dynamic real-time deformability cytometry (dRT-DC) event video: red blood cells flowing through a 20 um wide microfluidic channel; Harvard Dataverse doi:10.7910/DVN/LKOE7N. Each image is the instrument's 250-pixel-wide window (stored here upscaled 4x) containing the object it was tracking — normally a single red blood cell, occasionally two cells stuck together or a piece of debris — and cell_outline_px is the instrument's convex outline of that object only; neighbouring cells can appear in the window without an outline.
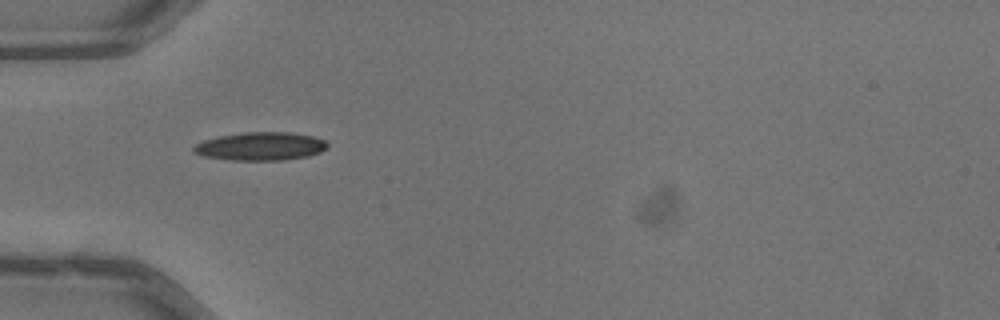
{"species": "common noctule bat (a hibernating species)", "species_latin": "Nyctalus noctula", "temperature_condition": "warm", "stored_images_in_passage": 33, "camera_frame_rate_fps": 3000, "um_per_image_px": 0.085, "animal": {"sex": "male", "body_mass_g": 13.3}, "frame": {"image": 1, "passage_image": 1, "time_ms": 0.0, "image_size_px": [1000, 320], "cell_outline_px": [[328, 144], [320, 152], [308, 156], [284, 160], [232, 160], [204, 156], [196, 152], [192, 148], [196, 144], [204, 140], [220, 136], [244, 132], [288, 132], [312, 136], [324, 140]], "centroid_in_image_um": [22.15, 12.43], "position_along_channel_um": 62.8, "area_um2": 21.73}}
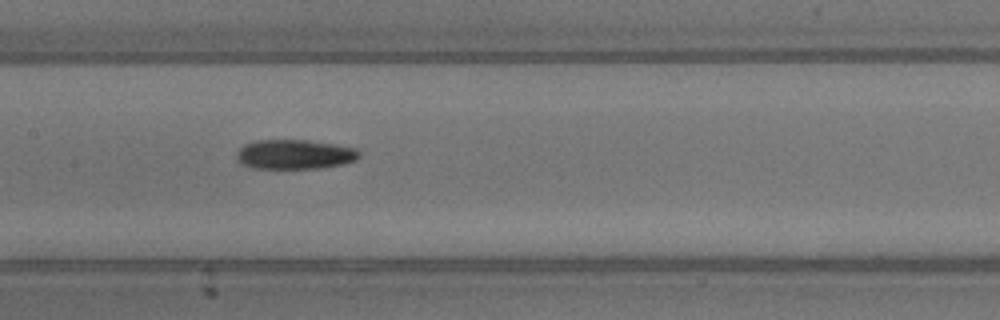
{"frame": {"image": 2, "passage_image": 10, "time_ms": 3.0, "image_size_px": [1000, 320], "cell_outline_px": [[360, 156], [356, 160], [344, 164], [320, 168], [252, 168], [240, 164], [236, 160], [236, 152], [244, 144], [256, 140], [308, 140], [336, 144], [356, 148], [360, 152]], "centroid_in_image_um": [25.04, 13.12], "position_along_channel_um": 182.4, "area_um2": 21.39}}
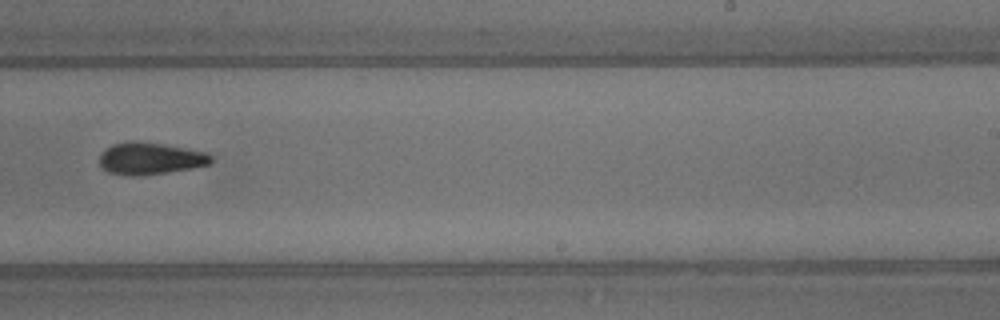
{"frame": {"image": 3, "passage_image": 17, "time_ms": 5.333, "image_size_px": [1000, 320], "cell_outline_px": [[212, 164], [192, 168], [136, 176], [132, 176], [108, 172], [100, 164], [100, 156], [112, 144], [132, 140], [136, 140], [164, 144], [208, 152], [212, 156]], "centroid_in_image_um": [12.81, 13.45], "position_along_channel_um": 276.2, "area_um2": 20.75}, "authors_computed_cell_mechanics": {"area_um2": 21.6172, "velocity_mm_per_s": 4.0409, "shape_relaxation_time_tau1_ms": 7.7931, "shape_relaxation_time_tau2_ms": 9.1566, "deformation_change_tau1": 0.1832, "deformation_change_tau2": 0.2056}}